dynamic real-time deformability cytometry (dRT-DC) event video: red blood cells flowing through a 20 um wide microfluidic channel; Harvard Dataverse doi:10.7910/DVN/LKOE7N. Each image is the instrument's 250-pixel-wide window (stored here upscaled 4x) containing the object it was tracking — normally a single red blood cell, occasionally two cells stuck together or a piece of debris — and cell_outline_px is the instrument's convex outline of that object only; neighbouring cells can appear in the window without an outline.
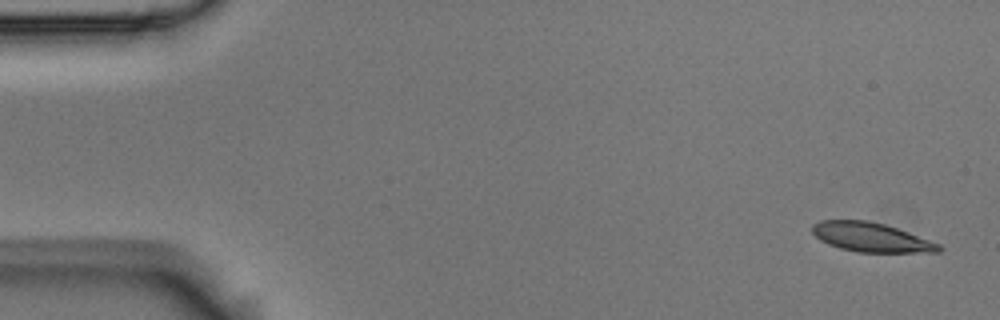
{"species": "Egyptian fruit bat (a non-hibernating species)", "species_latin": "Rousettus aegyptiacus", "temperature_condition": "room temperature", "stored_images_in_passage": 5, "camera_frame_rate_fps": 3000, "um_per_image_px": 0.085, "animal": {"sex": "male"}, "frame": {"image": 1, "passage_image": 1, "time_ms": 0.0, "image_size_px": [1000, 320], "cell_outline_px": [[944, 248], [940, 252], [856, 252], [840, 248], [828, 244], [820, 240], [812, 232], [812, 224], [820, 220], [868, 220], [884, 224], [908, 232], [940, 244]], "centroid_in_image_um": [74.03, 20.17], "position_along_channel_um": 11.0, "area_um2": 21.56}}
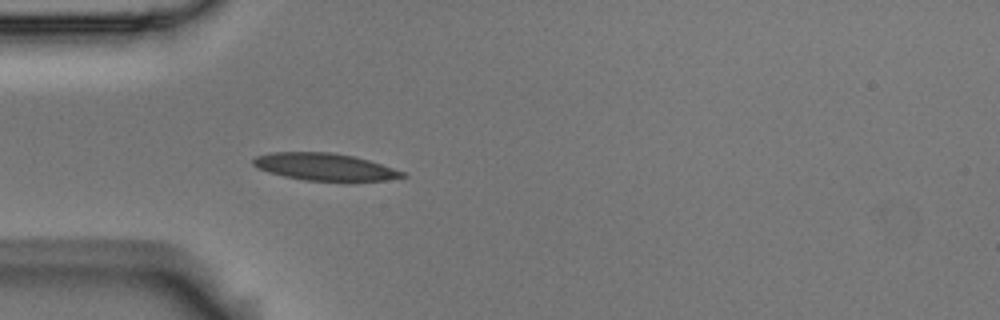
{"frame": {"image": 2, "passage_image": 5, "time_ms": 1.333, "image_size_px": [1000, 320], "cell_outline_px": [[408, 176], [384, 180], [304, 180], [284, 176], [268, 172], [256, 168], [252, 164], [252, 160], [256, 156], [272, 152], [328, 152], [352, 156], [368, 160], [404, 172]], "centroid_in_image_um": [27.52, 14.17], "position_along_channel_um": 57.5, "area_um2": 23.24}}